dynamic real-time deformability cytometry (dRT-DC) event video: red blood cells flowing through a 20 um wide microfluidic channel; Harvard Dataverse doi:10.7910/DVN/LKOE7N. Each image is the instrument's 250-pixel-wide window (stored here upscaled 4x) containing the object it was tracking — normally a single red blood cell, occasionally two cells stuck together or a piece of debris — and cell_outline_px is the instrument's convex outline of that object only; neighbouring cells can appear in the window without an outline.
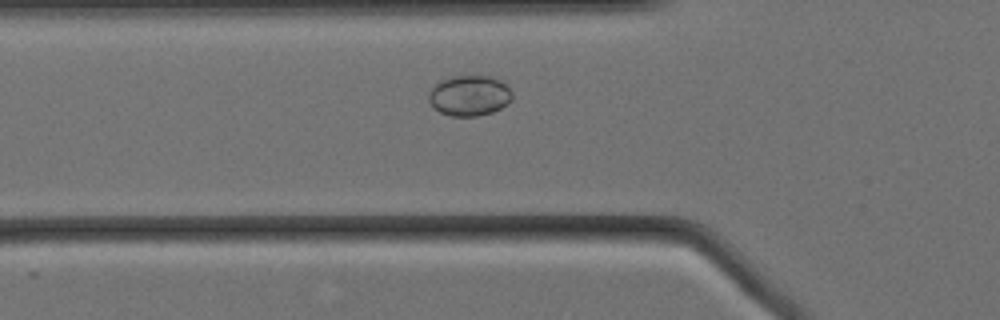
{"species": "Egyptian fruit bat (a non-hibernating species)", "species_latin": "Rousettus aegyptiacus", "temperature_condition": "cold", "stored_images_in_passage": 41, "camera_frame_rate_fps": 3000, "um_per_image_px": 0.085, "animal": {"sex": "female"}, "frame": {"image": 1, "passage_image": 2, "time_ms": 0.333, "image_size_px": [1000, 320], "cell_outline_px": [[512, 100], [508, 104], [492, 112], [476, 116], [448, 116], [432, 108], [428, 100], [428, 92], [436, 84], [444, 80], [456, 76], [492, 76], [500, 80], [512, 92]], "centroid_in_image_um": [39.89, 8.14], "position_along_channel_um": 85.9, "area_um2": 19.71}}
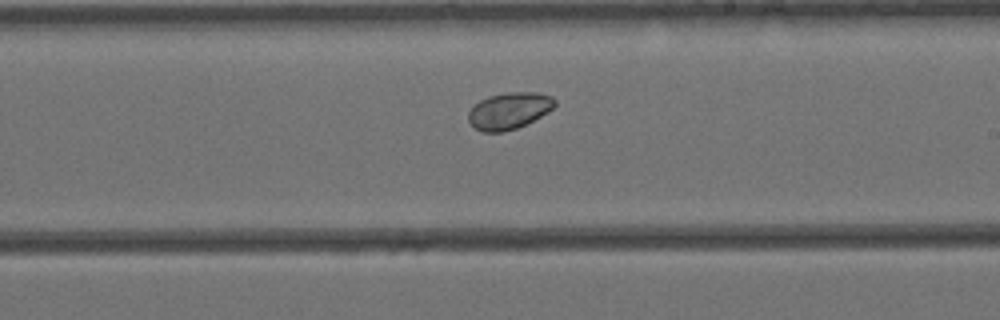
{"frame": {"image": 2, "passage_image": 16, "time_ms": 5.0, "image_size_px": [1000, 320], "cell_outline_px": [[556, 104], [548, 112], [516, 128], [500, 132], [480, 132], [468, 120], [468, 112], [480, 100], [488, 96], [508, 92], [540, 92], [552, 96], [556, 100]], "centroid_in_image_um": [43.28, 9.39], "position_along_channel_um": 245.7, "area_um2": 18.32}}
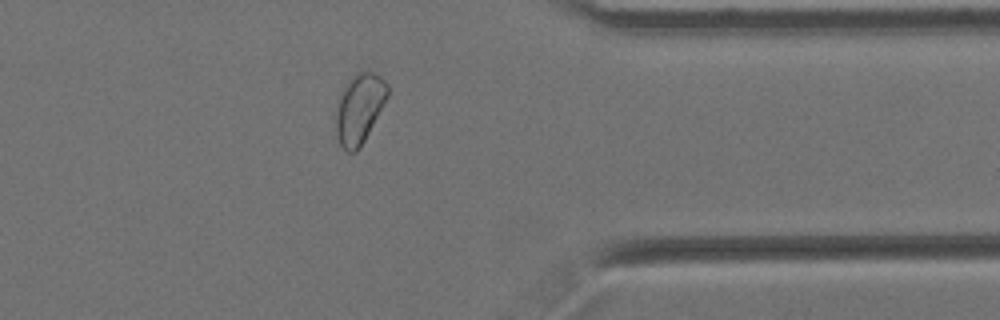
{"frame": {"image": 3, "passage_image": 29, "time_ms": 9.333, "image_size_px": [1000, 320], "cell_outline_px": [[388, 96], [364, 140], [356, 152], [348, 152], [340, 144], [336, 132], [336, 100], [340, 92], [348, 80], [356, 72], [372, 72], [380, 76], [388, 84]], "centroid_in_image_um": [30.52, 9.19], "position_along_channel_um": 380.9, "area_um2": 20.87}}